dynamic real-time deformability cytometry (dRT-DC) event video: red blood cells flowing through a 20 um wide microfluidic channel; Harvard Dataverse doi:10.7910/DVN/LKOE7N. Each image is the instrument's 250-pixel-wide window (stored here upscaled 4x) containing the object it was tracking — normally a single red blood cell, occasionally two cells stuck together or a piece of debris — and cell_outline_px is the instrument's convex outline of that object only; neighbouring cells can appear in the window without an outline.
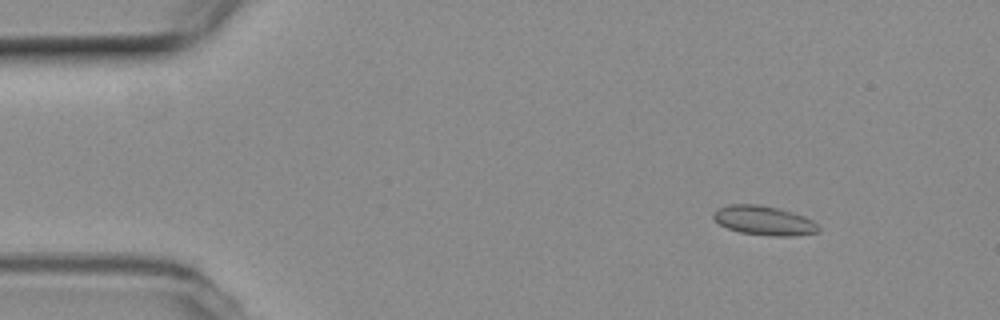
{"species": "common noctule bat (a hibernating species)", "species_latin": "Nyctalus noctula", "temperature_condition": "room temperature", "stored_images_in_passage": 43, "camera_frame_rate_fps": 3000, "um_per_image_px": 0.085, "animal": {"sex": "female", "body_mass_g": 19.3, "forearm_length_mm": 54.1}, "frame": {"image": 1, "passage_image": 7, "time_ms": 2.0, "image_size_px": [1000, 320], "cell_outline_px": [[820, 232], [796, 236], [768, 236], [740, 232], [728, 228], [720, 224], [712, 216], [712, 212], [716, 208], [728, 204], [760, 204], [780, 208], [804, 216], [812, 220], [820, 228]], "centroid_in_image_um": [64.94, 18.74], "position_along_channel_um": 20.1, "area_um2": 18.21}}
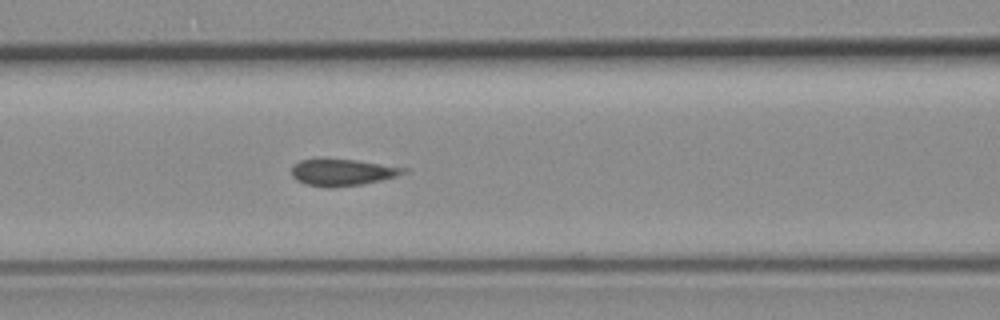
{"frame": {"image": 2, "passage_image": 23, "time_ms": 7.333, "image_size_px": [1000, 320], "cell_outline_px": [[408, 172], [396, 176], [364, 184], [332, 188], [328, 188], [304, 184], [296, 180], [292, 176], [292, 164], [300, 160], [320, 156], [324, 156], [356, 160], [408, 168]], "centroid_in_image_um": [29.03, 14.61], "position_along_channel_um": 137.6, "area_um2": 18.21}}
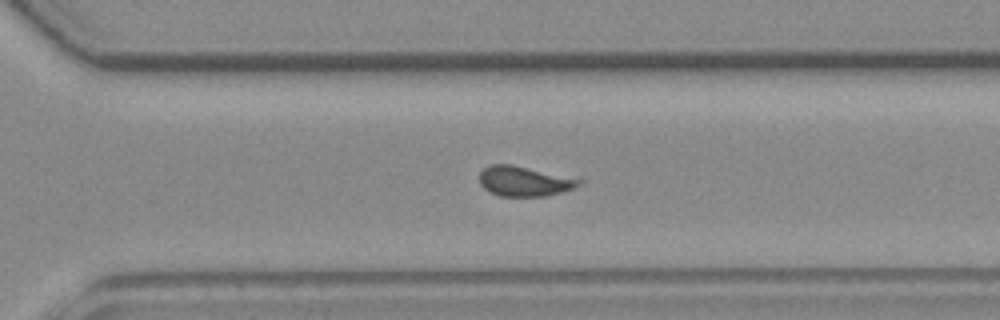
{"frame": {"image": 3, "passage_image": 38, "time_ms": 12.333, "image_size_px": [1000, 320], "cell_outline_px": [[584, 180], [580, 184], [572, 188], [548, 196], [500, 196], [488, 192], [480, 184], [480, 172], [484, 168], [492, 164], [512, 164]], "centroid_in_image_um": [44.53, 15.4], "position_along_channel_um": 326.1, "area_um2": 17.28}}